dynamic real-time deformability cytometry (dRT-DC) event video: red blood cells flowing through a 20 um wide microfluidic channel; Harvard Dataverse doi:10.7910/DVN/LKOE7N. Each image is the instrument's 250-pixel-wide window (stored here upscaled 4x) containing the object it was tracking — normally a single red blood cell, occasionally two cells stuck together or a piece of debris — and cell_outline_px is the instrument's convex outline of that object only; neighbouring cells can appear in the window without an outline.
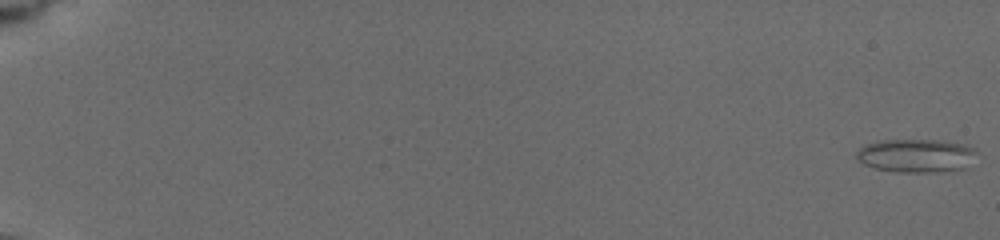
{"species": "common noctule bat (a hibernating species)", "species_latin": "Nyctalus noctula", "temperature_condition": "cold", "stored_images_in_passage": 34, "camera_frame_rate_fps": 3000, "um_per_image_px": 0.085, "animal": {"sex": "female", "body_mass_g": 19.5, "forearm_length_mm": 54.1}, "frame": {"image": 1, "passage_image": 1, "time_ms": 0.0, "image_size_px": [1000, 240], "cell_outline_px": [[976, 152], [964, 168], [928, 172], [896, 172], [876, 168], [864, 164], [856, 156], [856, 152], [864, 144], [876, 140], [940, 140], [960, 144], [976, 148]], "centroid_in_image_um": [77.8, 13.21], "position_along_channel_um": 7.2, "area_um2": 23.06}}
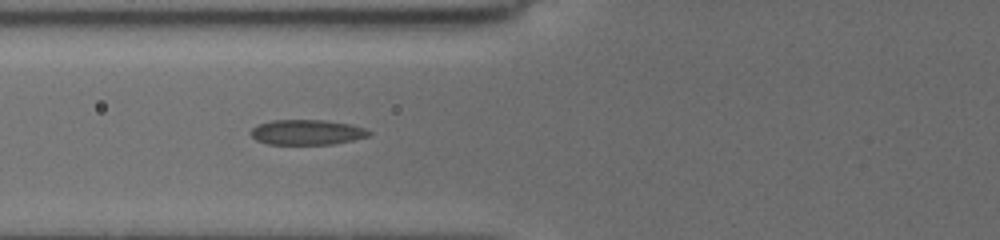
{"frame": {"image": 2, "passage_image": 22, "time_ms": 8.0, "image_size_px": [1000, 240], "cell_outline_px": [[372, 132], [368, 136], [352, 140], [332, 144], [268, 144], [256, 140], [248, 132], [252, 128], [260, 124], [272, 120], [324, 120], [348, 124], [364, 128]], "centroid_in_image_um": [26.06, 11.24], "position_along_channel_um": 99.7, "area_um2": 17.17}}
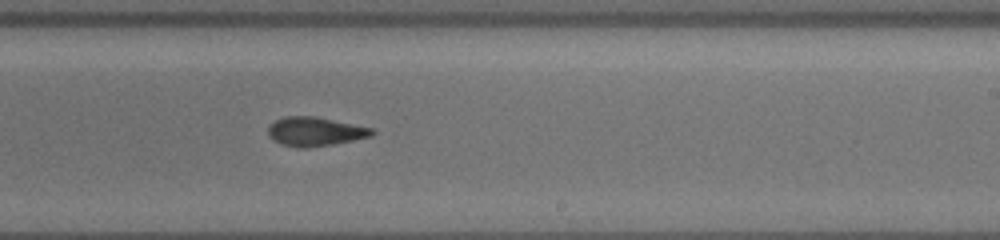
{"frame": {"image": 3, "passage_image": 34, "time_ms": 12.333, "image_size_px": [1000, 240], "cell_outline_px": [[376, 132], [368, 136], [352, 140], [332, 144], [308, 148], [296, 148], [280, 144], [272, 140], [268, 136], [268, 128], [276, 120], [288, 116], [312, 116], [372, 128]], "centroid_in_image_um": [26.72, 11.2], "position_along_channel_um": 262.3, "area_um2": 17.28}}